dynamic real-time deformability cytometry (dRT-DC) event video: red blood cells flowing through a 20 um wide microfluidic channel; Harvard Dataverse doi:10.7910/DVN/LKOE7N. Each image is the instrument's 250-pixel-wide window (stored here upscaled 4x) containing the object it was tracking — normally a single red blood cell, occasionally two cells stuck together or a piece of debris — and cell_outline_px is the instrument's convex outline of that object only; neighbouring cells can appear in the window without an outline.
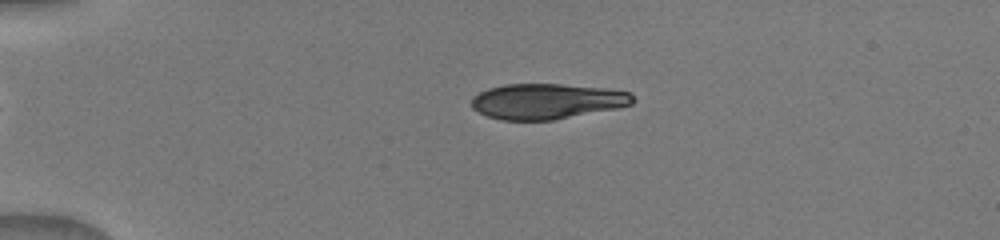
{"species": "human", "species_latin": "Homo sapiens", "temperature_condition": "warm", "stored_images_in_passage": 51, "camera_frame_rate_fps": 3000, "um_per_image_px": 0.085, "donor": {"sex": "male"}, "frame": {"image": 1, "passage_image": 13, "time_ms": 3.667, "image_size_px": [1000, 240], "cell_outline_px": [[636, 100], [632, 104], [616, 108], [556, 120], [500, 120], [488, 116], [472, 108], [472, 96], [488, 88], [508, 84], [560, 84], [608, 88], [632, 92]], "centroid_in_image_um": [46.53, 8.6], "position_along_channel_um": 38.5, "area_um2": 33.52}}
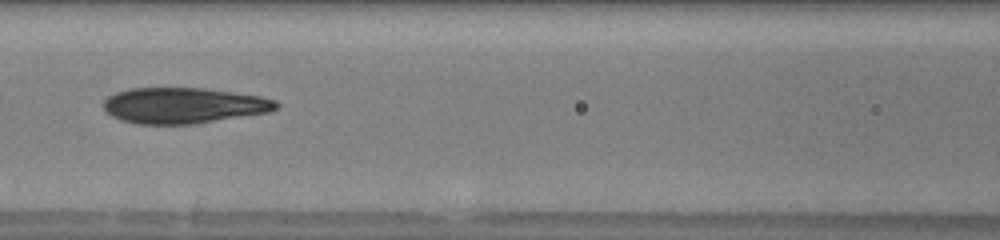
{"frame": {"image": 2, "passage_image": 23, "time_ms": 7.667, "image_size_px": [1000, 240], "cell_outline_px": [[280, 108], [268, 112], [196, 124], [136, 124], [120, 120], [112, 116], [104, 108], [104, 100], [108, 96], [116, 92], [128, 88], [204, 88], [260, 96], [276, 100], [280, 104]], "centroid_in_image_um": [15.62, 8.97], "position_along_channel_um": 151.0, "area_um2": 36.18}}
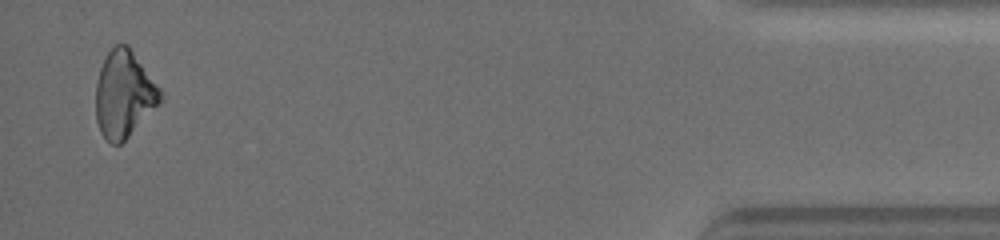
{"frame": {"image": 3, "passage_image": 50, "time_ms": 16.0, "image_size_px": [1000, 240], "cell_outline_px": [[164, 96], [128, 136], [120, 144], [112, 144], [100, 132], [96, 120], [96, 84], [100, 68], [104, 56], [116, 44], [128, 44], [160, 88]], "centroid_in_image_um": [10.51, 7.97], "position_along_channel_um": 424.7, "area_um2": 32.14}}